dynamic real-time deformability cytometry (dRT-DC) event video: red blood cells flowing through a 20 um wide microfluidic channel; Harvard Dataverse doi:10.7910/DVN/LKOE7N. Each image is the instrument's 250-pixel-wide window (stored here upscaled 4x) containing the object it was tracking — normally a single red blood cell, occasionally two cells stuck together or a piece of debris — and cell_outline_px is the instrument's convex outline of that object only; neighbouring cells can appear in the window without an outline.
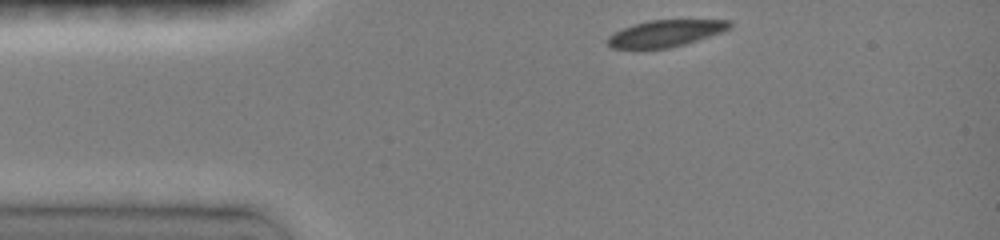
{"species": "common noctule bat (a hibernating species)", "species_latin": "Nyctalus noctula", "temperature_condition": "room temperature", "stored_images_in_passage": 16, "camera_frame_rate_fps": 3000, "um_per_image_px": 0.085, "animal": {"sex": "female", "body_mass_g": 19.0, "forearm_length_mm": 51.5}, "frame": {"image": 1, "passage_image": 1, "time_ms": 0.0, "image_size_px": [1000, 240], "cell_outline_px": [[732, 28], [684, 44], [668, 48], [612, 48], [608, 44], [608, 36], [632, 24], [648, 20], [732, 20]], "centroid_in_image_um": [56.58, 2.82], "position_along_channel_um": 28.4, "area_um2": 18.67}}
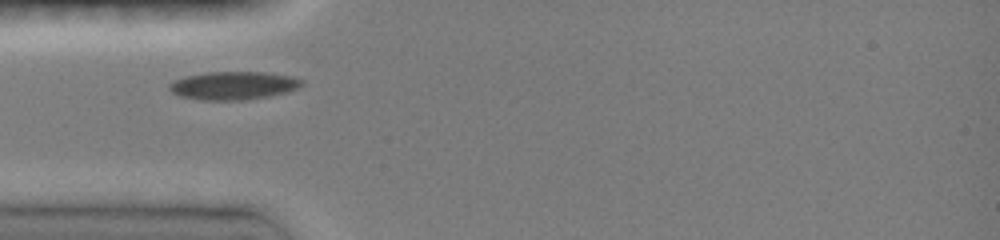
{"frame": {"image": 2, "passage_image": 10, "time_ms": 2.0, "image_size_px": [1000, 240], "cell_outline_px": [[304, 84], [300, 88], [288, 92], [268, 96], [244, 100], [200, 100], [180, 96], [172, 92], [168, 88], [168, 84], [172, 80], [184, 76], [208, 72], [264, 72], [292, 76], [304, 80]], "centroid_in_image_um": [19.85, 7.27], "position_along_channel_um": 65.2, "area_um2": 22.02}}